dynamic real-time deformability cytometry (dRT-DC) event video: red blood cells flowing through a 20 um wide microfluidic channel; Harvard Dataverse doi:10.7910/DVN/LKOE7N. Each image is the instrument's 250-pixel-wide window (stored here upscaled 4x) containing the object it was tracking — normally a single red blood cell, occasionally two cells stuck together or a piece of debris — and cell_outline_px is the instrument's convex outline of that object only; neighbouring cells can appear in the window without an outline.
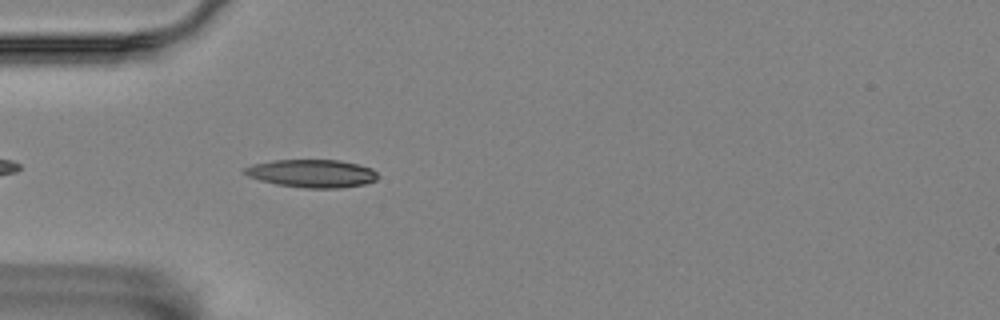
{"species": "Egyptian fruit bat (a non-hibernating species)", "species_latin": "Rousettus aegyptiacus", "temperature_condition": "room temperature", "stored_images_in_passage": 31, "camera_frame_rate_fps": 3000, "um_per_image_px": 0.085, "animal": {"sex": "female"}, "frame": {"image": 1, "passage_image": 4, "time_ms": 1.0, "image_size_px": [1000, 320], "cell_outline_px": [[380, 176], [376, 180], [364, 184], [336, 188], [304, 188], [276, 184], [260, 180], [248, 176], [244, 172], [244, 168], [252, 164], [272, 160], [340, 160], [372, 168]], "centroid_in_image_um": [26.52, 14.74], "position_along_channel_um": 58.5, "area_um2": 21.68}}
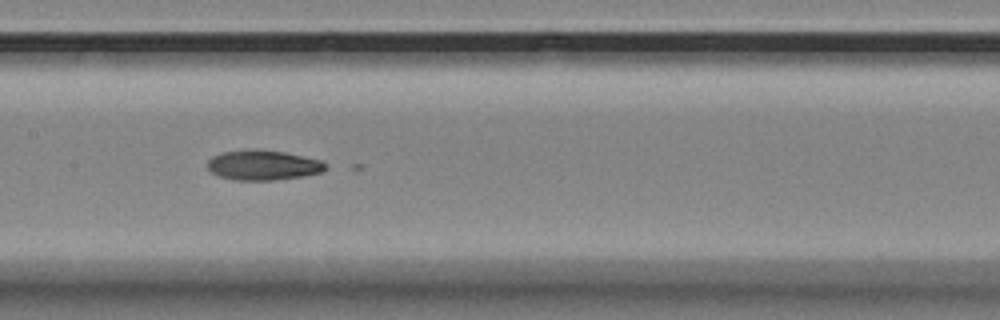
{"frame": {"image": 2, "passage_image": 15, "time_ms": 4.667, "image_size_px": [1000, 320], "cell_outline_px": [[324, 168], [320, 172], [304, 176], [272, 180], [232, 180], [220, 176], [212, 172], [208, 168], [208, 160], [212, 156], [224, 152], [284, 152], [304, 156], [320, 160], [324, 164]], "centroid_in_image_um": [22.35, 14.08], "position_along_channel_um": 185.0, "area_um2": 19.59}}
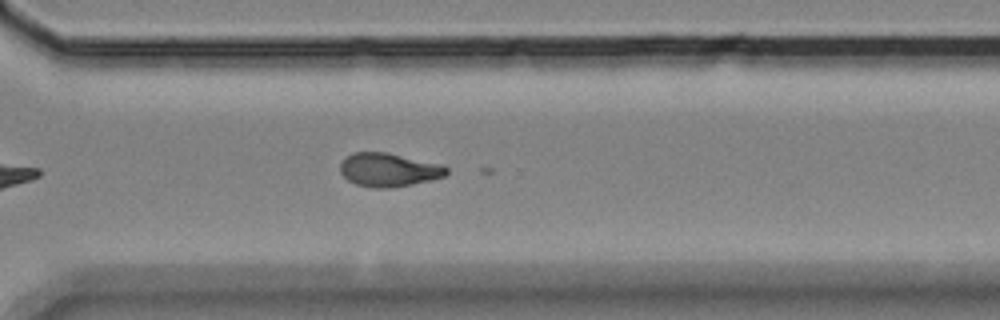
{"frame": {"image": 3, "passage_image": 28, "time_ms": 9.0, "image_size_px": [1000, 320], "cell_outline_px": [[448, 172], [444, 176], [412, 184], [392, 188], [372, 188], [356, 184], [348, 180], [340, 172], [340, 164], [352, 152], [384, 152], [444, 164], [448, 168]], "centroid_in_image_um": [33.05, 14.44], "position_along_channel_um": 337.6, "area_um2": 20.75}}